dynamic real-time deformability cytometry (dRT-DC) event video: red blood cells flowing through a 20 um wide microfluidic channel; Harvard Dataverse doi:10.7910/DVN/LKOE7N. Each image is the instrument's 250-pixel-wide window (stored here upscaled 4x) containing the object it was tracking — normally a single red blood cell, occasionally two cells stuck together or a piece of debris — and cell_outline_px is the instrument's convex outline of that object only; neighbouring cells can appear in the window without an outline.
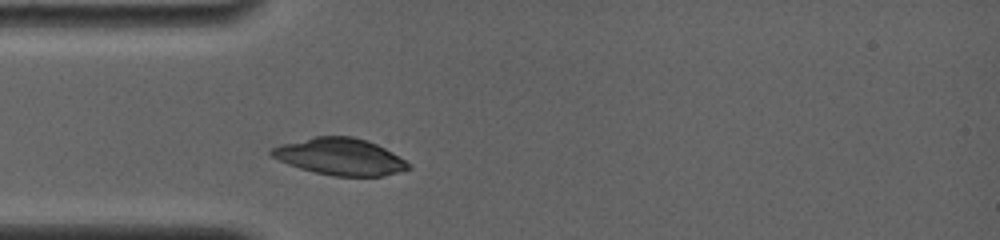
{"species": "common noctule bat (a hibernating species)", "species_latin": "Nyctalus noctula", "temperature_condition": "room temperature", "stored_images_in_passage": 2, "camera_frame_rate_fps": 4000, "um_per_image_px": 0.085, "animal": {"sex": "female", "body_mass_g": 19.0, "forearm_length_mm": 56.7}, "frame": {"image": 1, "passage_image": 2, "time_ms": 1.25, "image_size_px": [1000, 240], "cell_outline_px": [[412, 168], [400, 172], [384, 176], [332, 176], [300, 168], [288, 164], [272, 156], [268, 152], [272, 148], [280, 144], [312, 136], [352, 136], [368, 140], [392, 152], [412, 164]], "centroid_in_image_um": [28.93, 13.31], "position_along_channel_um": 56.1, "area_um2": 29.54}}